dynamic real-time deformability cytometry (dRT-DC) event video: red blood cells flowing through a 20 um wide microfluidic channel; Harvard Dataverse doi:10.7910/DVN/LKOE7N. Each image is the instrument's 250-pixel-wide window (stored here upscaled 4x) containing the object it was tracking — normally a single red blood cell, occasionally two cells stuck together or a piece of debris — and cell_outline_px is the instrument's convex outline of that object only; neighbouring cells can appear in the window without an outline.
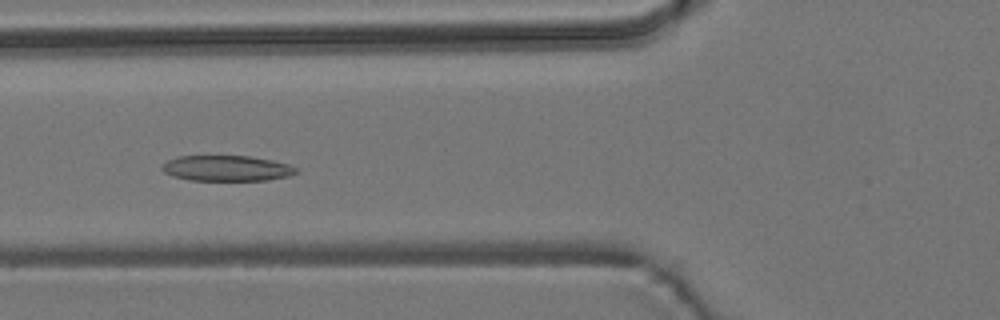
{"species": "common noctule bat (a hibernating species)", "species_latin": "Nyctalus noctula", "temperature_condition": "room temperature", "stored_images_in_passage": 48, "camera_frame_rate_fps": 3000, "um_per_image_px": 0.085, "animal": {"sex": "male", "body_mass_g": 19.2, "forearm_length_mm": 51.8}, "frame": {"image": 1, "passage_image": 14, "time_ms": 4.333, "image_size_px": [1000, 320], "cell_outline_px": [[300, 172], [288, 176], [268, 180], [188, 180], [172, 176], [164, 172], [160, 168], [168, 160], [176, 156], [248, 156], [272, 160], [288, 164], [300, 168]], "centroid_in_image_um": [19.3, 14.3], "position_along_channel_um": 106.5, "area_um2": 20.11}}
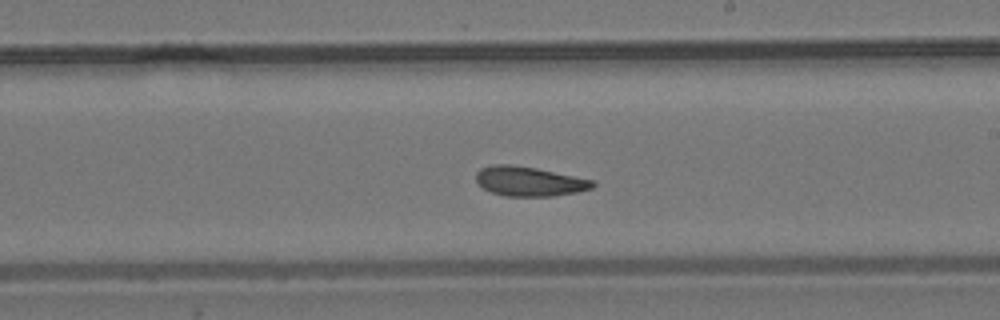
{"frame": {"image": 2, "passage_image": 25, "time_ms": 8.0, "image_size_px": [1000, 320], "cell_outline_px": [[596, 184], [592, 188], [576, 192], [552, 196], [504, 196], [492, 192], [484, 188], [476, 180], [476, 172], [480, 168], [492, 164], [508, 164], [536, 168], [596, 180]], "centroid_in_image_um": [45.0, 15.4], "position_along_channel_um": 244.0, "area_um2": 20.11}}
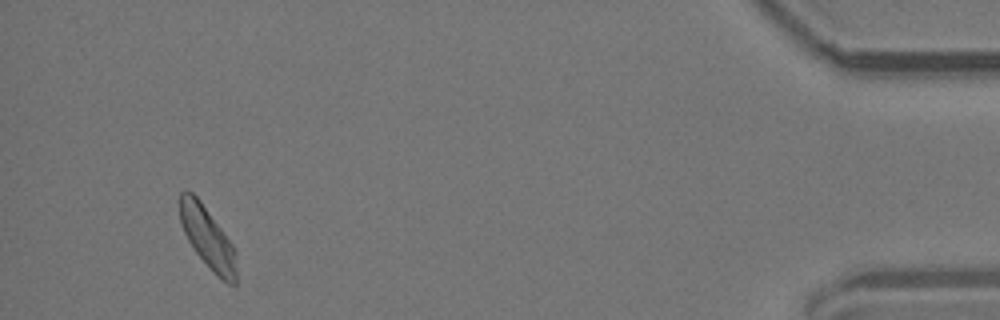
{"frame": {"image": 3, "passage_image": 45, "time_ms": 14.667, "image_size_px": [1000, 320], "cell_outline_px": [[236, 284], [228, 284], [196, 252], [188, 240], [180, 224], [180, 192], [184, 188], [192, 192], [200, 200], [232, 244], [236, 252]], "centroid_in_image_um": [17.62, 20.14], "position_along_channel_um": 417.6, "area_um2": 19.71}, "authors_computed_cell_mechanics": {"area_um2": 20.3456, "velocity_mm_per_s": 3.7479, "shape_relaxation_time_tau1_ms": null, "shape_relaxation_time_tau2_ms": 1.9762, "deformation_change_tau1": null, "deformation_change_tau2": 0.0729}}